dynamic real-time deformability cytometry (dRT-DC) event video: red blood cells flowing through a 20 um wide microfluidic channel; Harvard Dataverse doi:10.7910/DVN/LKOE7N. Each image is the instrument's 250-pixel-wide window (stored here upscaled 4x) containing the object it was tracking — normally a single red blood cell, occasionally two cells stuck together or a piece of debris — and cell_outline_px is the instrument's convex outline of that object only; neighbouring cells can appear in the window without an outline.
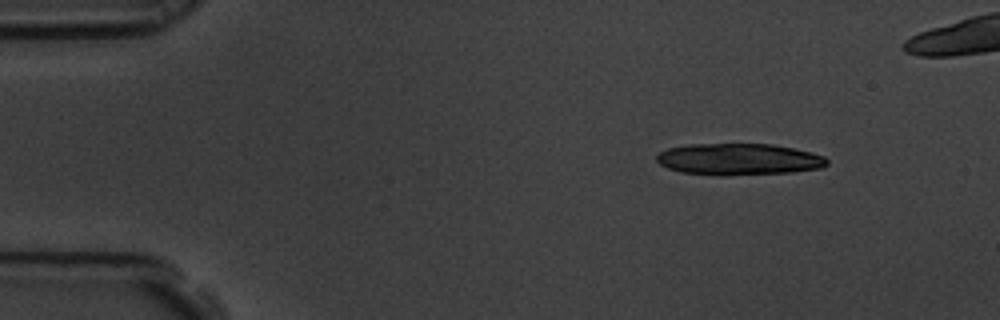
{"species": "common noctule bat (a hibernating species)", "species_latin": "Nyctalus noctula", "temperature_condition": "room temperature", "stored_images_in_passage": 4, "camera_frame_rate_fps": 3000, "um_per_image_px": 0.085, "animal": {"sex": "male", "body_mass_g": 19.5, "forearm_length_mm": 54.6}, "frame": {"image": 1, "passage_image": 1, "time_ms": 0.0, "image_size_px": [1000, 320], "cell_outline_px": [[828, 164], [820, 168], [792, 172], [724, 176], [720, 176], [680, 172], [668, 168], [660, 164], [656, 160], [656, 156], [660, 152], [668, 148], [688, 144], [772, 144], [812, 152], [824, 156], [828, 160]], "centroid_in_image_um": [62.79, 13.54], "position_along_channel_um": 22.2, "area_um2": 31.56}}